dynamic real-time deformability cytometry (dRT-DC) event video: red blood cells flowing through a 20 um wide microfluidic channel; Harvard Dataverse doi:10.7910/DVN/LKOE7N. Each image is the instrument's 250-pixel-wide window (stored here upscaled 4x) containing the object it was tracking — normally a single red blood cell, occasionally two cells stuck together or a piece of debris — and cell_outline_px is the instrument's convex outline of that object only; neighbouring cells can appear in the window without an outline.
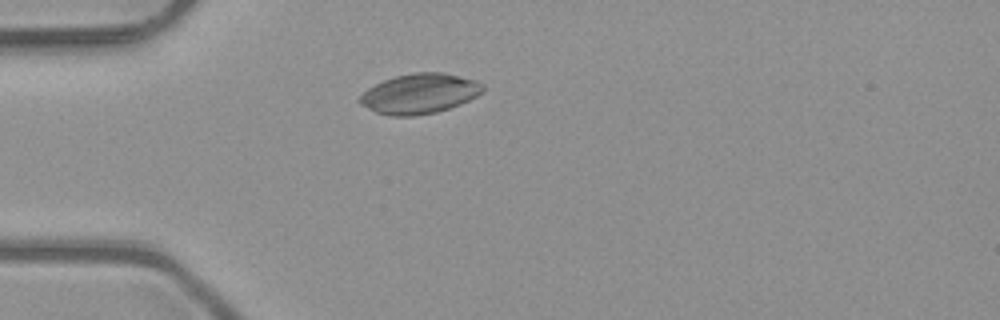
{"species": "common noctule bat (a hibernating species)", "species_latin": "Nyctalus noctula", "temperature_condition": "room temperature", "stored_images_in_passage": 2, "camera_frame_rate_fps": 3000, "um_per_image_px": 0.085, "animal": {"sex": "male", "body_mass_g": 23.1, "forearm_length_mm": 52.7}, "frame": {"image": 1, "passage_image": 1, "time_ms": 0.0, "image_size_px": [1000, 320], "cell_outline_px": [[484, 92], [460, 104], [436, 112], [412, 116], [392, 116], [376, 112], [360, 104], [360, 96], [368, 88], [384, 80], [396, 76], [412, 72], [444, 72], [476, 80], [484, 84]], "centroid_in_image_um": [35.69, 7.95], "position_along_channel_um": 49.3, "area_um2": 28.61}}